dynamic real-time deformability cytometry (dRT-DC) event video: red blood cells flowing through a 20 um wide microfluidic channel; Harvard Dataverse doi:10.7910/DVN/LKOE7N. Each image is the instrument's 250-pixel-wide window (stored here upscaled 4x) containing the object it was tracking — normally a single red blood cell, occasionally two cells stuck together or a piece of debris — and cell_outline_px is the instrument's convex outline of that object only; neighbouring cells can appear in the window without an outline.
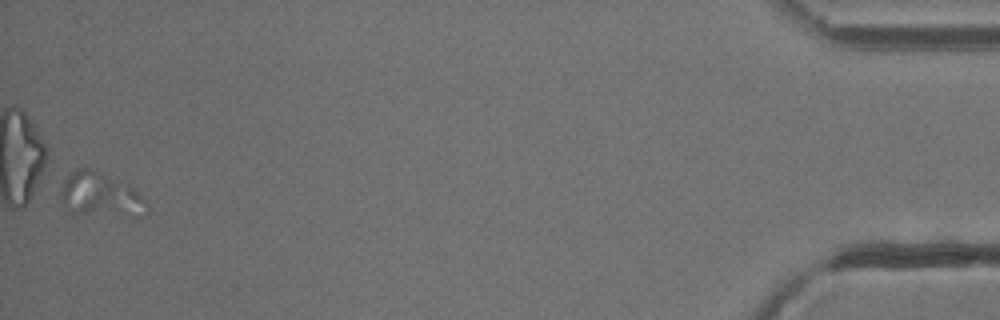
{"species": "common noctule bat (a hibernating species)", "species_latin": "Nyctalus noctula", "temperature_condition": "cold", "stored_images_in_passage": 55, "camera_frame_rate_fps": 3000, "um_per_image_px": 0.085, "animal": {"sex": "male", "body_mass_g": 13.3}, "frame": {"image": 1, "passage_image": 55, "time_ms": 18.0, "image_size_px": [1000, 320], "cell_outline_px": [[148, 212], [144, 216], [72, 216], [68, 212], [60, 200], [60, 184], [68, 172], [80, 168], [92, 168], [132, 188], [148, 204]], "centroid_in_image_um": [8.44, 16.63], "position_along_channel_um": 426.8, "area_um2": 22.95}}